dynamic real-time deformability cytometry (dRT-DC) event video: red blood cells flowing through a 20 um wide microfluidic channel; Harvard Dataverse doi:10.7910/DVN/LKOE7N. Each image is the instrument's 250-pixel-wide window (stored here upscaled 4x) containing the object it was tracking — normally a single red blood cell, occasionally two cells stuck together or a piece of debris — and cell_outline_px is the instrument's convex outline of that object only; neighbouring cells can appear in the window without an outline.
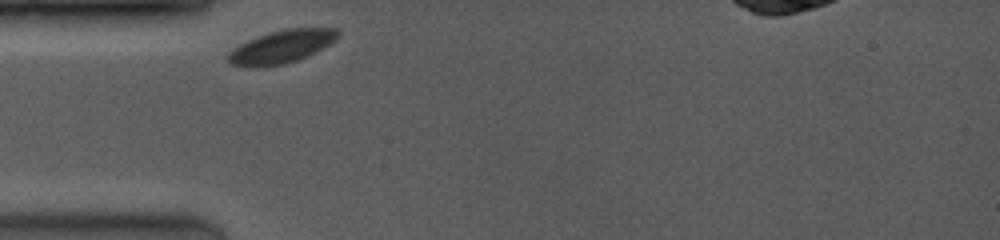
{"species": "common noctule bat (a hibernating species)", "species_latin": "Nyctalus noctula", "temperature_condition": "room temperature", "stored_images_in_passage": 38, "camera_frame_rate_fps": 4000, "um_per_image_px": 0.085, "animal": {"sex": "female", "body_mass_g": 19.0, "forearm_length_mm": 53.3}, "frame": {"image": 1, "passage_image": 1, "time_ms": 0.0, "image_size_px": [1000, 240], "cell_outline_px": [[340, 32], [328, 44], [296, 60], [284, 64], [232, 64], [228, 60], [228, 56], [240, 44], [248, 40], [268, 32], [284, 28], [336, 28]], "centroid_in_image_um": [23.97, 3.9], "position_along_channel_um": 61.0, "area_um2": 19.71}}
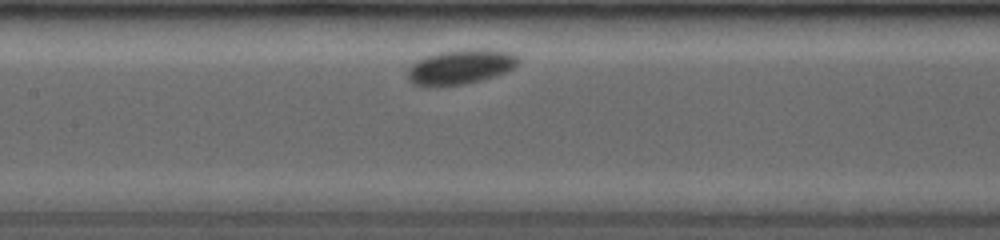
{"frame": {"image": 2, "passage_image": 13, "time_ms": 3.0, "image_size_px": [1000, 240], "cell_outline_px": [[520, 60], [512, 68], [504, 72], [480, 80], [460, 84], [416, 84], [408, 76], [408, 72], [412, 64], [416, 60], [424, 56], [440, 52], [460, 48], [496, 48], [512, 52]], "centroid_in_image_um": [39.22, 5.6], "position_along_channel_um": 168.2, "area_um2": 22.02}}
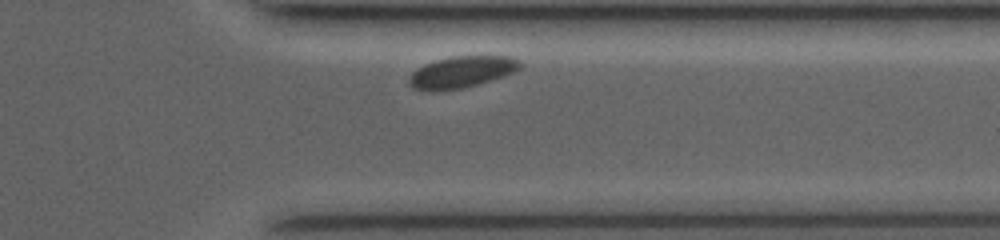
{"frame": {"image": 3, "passage_image": 35, "time_ms": 8.5, "image_size_px": [1000, 240], "cell_outline_px": [[520, 68], [512, 72], [476, 84], [460, 88], [440, 92], [432, 92], [412, 88], [408, 80], [412, 72], [424, 64], [436, 60], [452, 56], [512, 56], [520, 60]], "centroid_in_image_um": [39.18, 6.12], "position_along_channel_um": 372.2, "area_um2": 20.23}, "authors_computed_cell_mechanics": {"area_um2": 20.808, "velocity_mm_per_s": 3.6646, "shape_relaxation_time_tau1_ms": 1.954, "shape_relaxation_time_tau2_ms": null, "deformation_change_tau1": 0.047, "deformation_change_tau2": null}}